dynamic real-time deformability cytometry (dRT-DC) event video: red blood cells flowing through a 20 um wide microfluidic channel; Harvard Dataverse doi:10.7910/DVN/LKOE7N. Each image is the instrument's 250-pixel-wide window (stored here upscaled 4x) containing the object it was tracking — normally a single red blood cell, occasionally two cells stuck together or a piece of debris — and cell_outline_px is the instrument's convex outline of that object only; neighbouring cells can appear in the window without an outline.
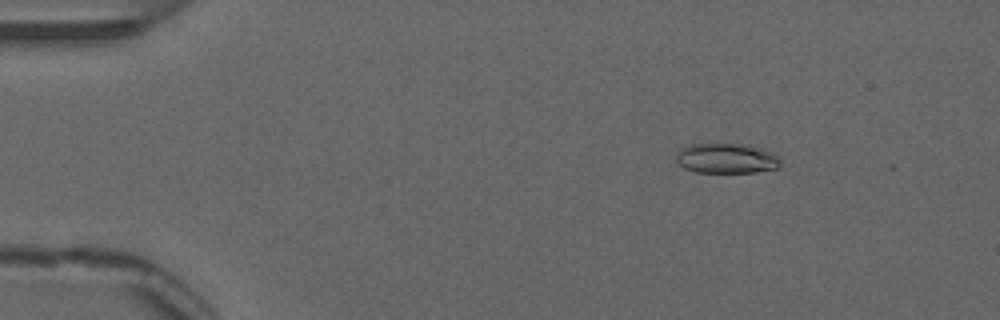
{"species": "common noctule bat (a hibernating species)", "species_latin": "Nyctalus noctula", "temperature_condition": "warm", "stored_images_in_passage": 54, "camera_frame_rate_fps": 3000, "um_per_image_px": 0.085, "animal": {"sex": "male", "forearm_length_mm": 52.5}, "frame": {"image": 1, "passage_image": 8, "time_ms": 2.333, "image_size_px": [1000, 320], "cell_outline_px": [[780, 164], [776, 168], [756, 172], [696, 172], [684, 168], [676, 160], [676, 156], [680, 148], [692, 144], [716, 140], [748, 144], [772, 152], [780, 160]], "centroid_in_image_um": [61.71, 13.4], "position_along_channel_um": 23.3, "area_um2": 18.96}}
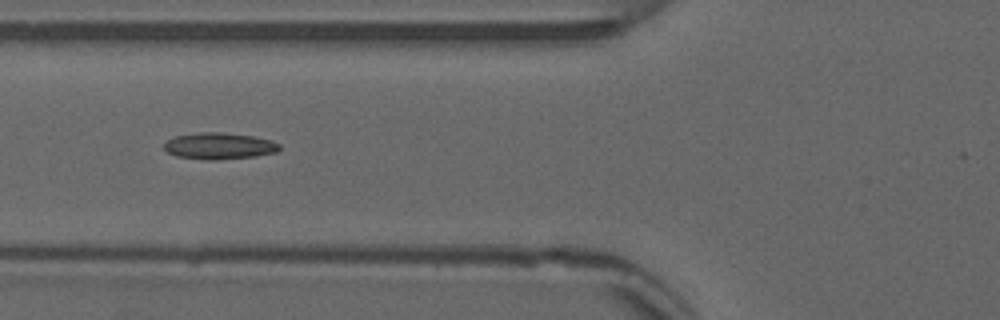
{"frame": {"image": 2, "passage_image": 21, "time_ms": 6.667, "image_size_px": [1000, 320], "cell_outline_px": [[280, 148], [276, 152], [256, 156], [216, 160], [204, 160], [176, 156], [168, 152], [164, 148], [164, 144], [168, 140], [176, 136], [200, 132], [220, 132], [252, 136], [272, 140], [280, 144]], "centroid_in_image_um": [18.64, 12.41], "position_along_channel_um": 107.2, "area_um2": 17.8}}
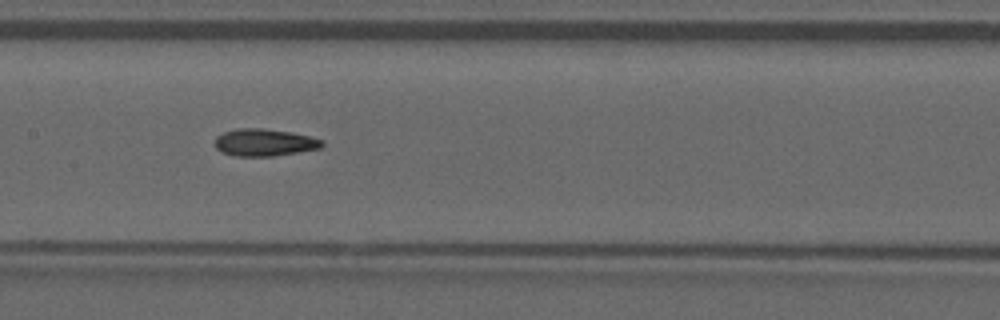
{"frame": {"image": 3, "passage_image": 27, "time_ms": 8.667, "image_size_px": [1000, 320], "cell_outline_px": [[324, 144], [320, 148], [272, 156], [236, 156], [220, 152], [212, 144], [216, 136], [224, 132], [240, 128], [264, 128], [292, 132], [324, 140]], "centroid_in_image_um": [22.42, 12.1], "position_along_channel_um": 185.0, "area_um2": 17.11}, "authors_computed_cell_mechanics": {"area_um2": 16.9643, "velocity_mm_per_s": 3.8749, "shape_relaxation_time_tau1_ms": null, "shape_relaxation_time_tau2_ms": 4.1196, "deformation_change_tau1": null, "deformation_change_tau2": 0.1152}}